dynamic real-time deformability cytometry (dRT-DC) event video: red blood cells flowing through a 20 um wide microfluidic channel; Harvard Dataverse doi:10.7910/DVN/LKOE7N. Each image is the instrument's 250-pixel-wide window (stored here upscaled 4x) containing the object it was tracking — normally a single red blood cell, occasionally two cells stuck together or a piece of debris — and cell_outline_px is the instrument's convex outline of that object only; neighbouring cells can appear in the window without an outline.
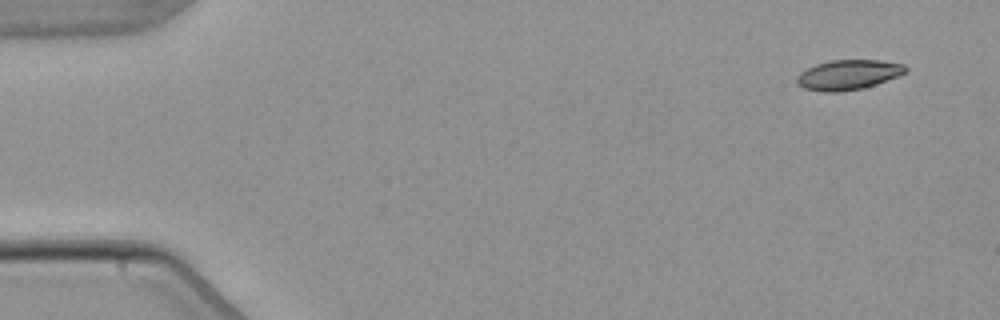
{"species": "common noctule bat (a hibernating species)", "species_latin": "Nyctalus noctula", "temperature_condition": "warm", "stored_images_in_passage": 12, "camera_frame_rate_fps": 3000, "um_per_image_px": 0.085, "animal": {"sex": "male", "body_mass_g": 21.5, "forearm_length_mm": 52.0}, "frame": {"image": 1, "passage_image": 1, "time_ms": 0.0, "image_size_px": [1000, 320], "cell_outline_px": [[908, 72], [876, 84], [864, 88], [840, 92], [824, 92], [804, 88], [796, 84], [796, 76], [800, 72], [816, 64], [832, 60], [880, 60], [904, 64], [908, 68]], "centroid_in_image_um": [72.1, 6.36], "position_along_channel_um": 12.9, "area_um2": 19.07}}
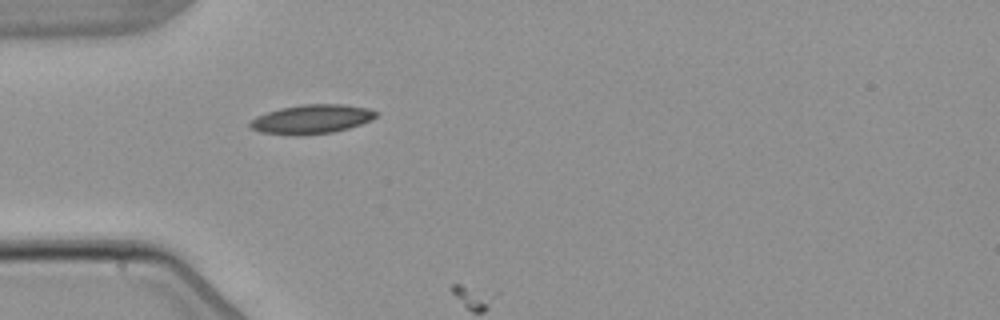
{"frame": {"image": 2, "passage_image": 4, "time_ms": 4.333, "image_size_px": [1000, 320], "cell_outline_px": [[376, 116], [372, 120], [348, 128], [332, 132], [296, 136], [260, 132], [252, 128], [248, 124], [256, 116], [280, 108], [300, 104], [344, 104], [368, 108], [376, 112]], "centroid_in_image_um": [26.47, 10.13], "position_along_channel_um": 58.5, "area_um2": 21.33}}